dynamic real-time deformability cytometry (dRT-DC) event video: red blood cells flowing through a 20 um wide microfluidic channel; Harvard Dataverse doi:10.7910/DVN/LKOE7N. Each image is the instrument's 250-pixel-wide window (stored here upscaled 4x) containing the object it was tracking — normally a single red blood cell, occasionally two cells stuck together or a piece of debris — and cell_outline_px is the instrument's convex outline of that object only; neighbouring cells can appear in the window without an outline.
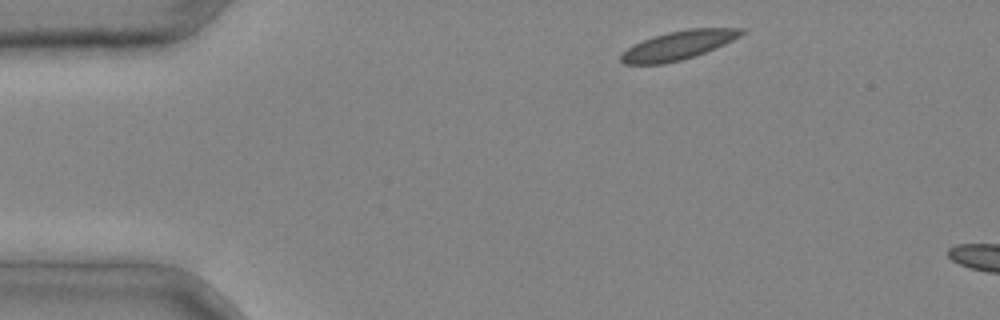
{"species": "common noctule bat (a hibernating species)", "species_latin": "Nyctalus noctula", "temperature_condition": "cold", "stored_images_in_passage": 3, "camera_frame_rate_fps": 3000, "um_per_image_px": 0.085, "animal": {"sex": "male", "body_mass_g": 20.4}, "frame": {"image": 1, "passage_image": 1, "time_ms": 0.0, "image_size_px": [1000, 320], "cell_outline_px": [[744, 32], [740, 36], [716, 48], [696, 56], [664, 64], [624, 64], [620, 60], [620, 56], [628, 48], [652, 36], [668, 32], [688, 28], [744, 28]], "centroid_in_image_um": [57.67, 3.85], "position_along_channel_um": 27.3, "area_um2": 20.06}}